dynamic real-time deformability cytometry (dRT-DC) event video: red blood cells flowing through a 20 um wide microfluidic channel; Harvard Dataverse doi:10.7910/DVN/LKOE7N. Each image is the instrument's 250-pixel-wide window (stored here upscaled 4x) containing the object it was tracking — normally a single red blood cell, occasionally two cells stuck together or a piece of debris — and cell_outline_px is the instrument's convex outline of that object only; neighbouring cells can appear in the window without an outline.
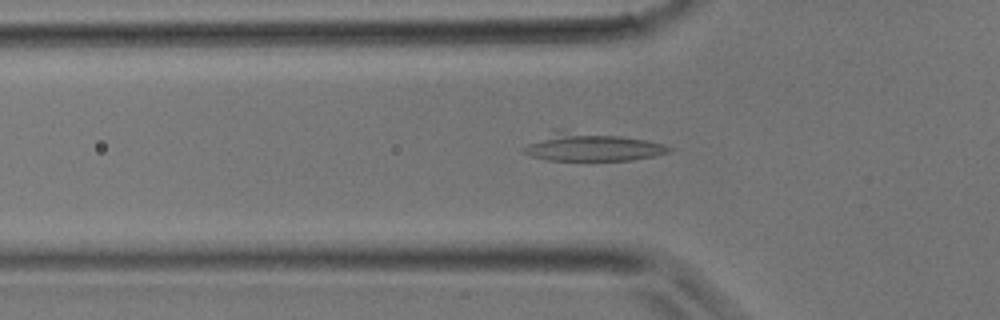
{"species": "common noctule bat (a hibernating species)", "species_latin": "Nyctalus noctula", "temperature_condition": "room temperature", "stored_images_in_passage": 25, "camera_frame_rate_fps": 3000, "um_per_image_px": 0.085, "animal": {"sex": "male", "body_mass_g": 17.9}, "frame": {"image": 1, "passage_image": 3, "time_ms": 0.667, "image_size_px": [1000, 320], "cell_outline_px": [[672, 148], [668, 152], [656, 156], [632, 160], [548, 160], [532, 156], [520, 152], [520, 148], [552, 128], [564, 128], [620, 136], [644, 140], [664, 144]], "centroid_in_image_um": [50.18, 12.46], "position_along_channel_um": 75.6, "area_um2": 24.51}}
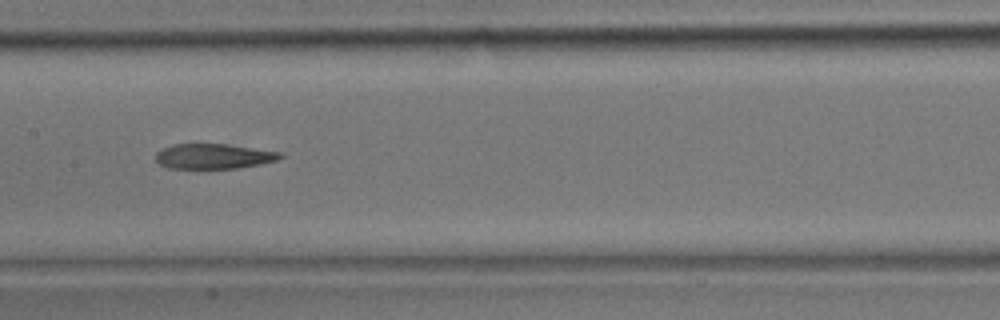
{"frame": {"image": 2, "passage_image": 9, "time_ms": 2.667, "image_size_px": [1000, 320], "cell_outline_px": [[284, 156], [276, 160], [260, 164], [236, 168], [168, 168], [160, 164], [156, 160], [156, 152], [172, 144], [228, 144], [280, 152]], "centroid_in_image_um": [18.15, 13.28], "position_along_channel_um": 189.3, "area_um2": 18.03}}
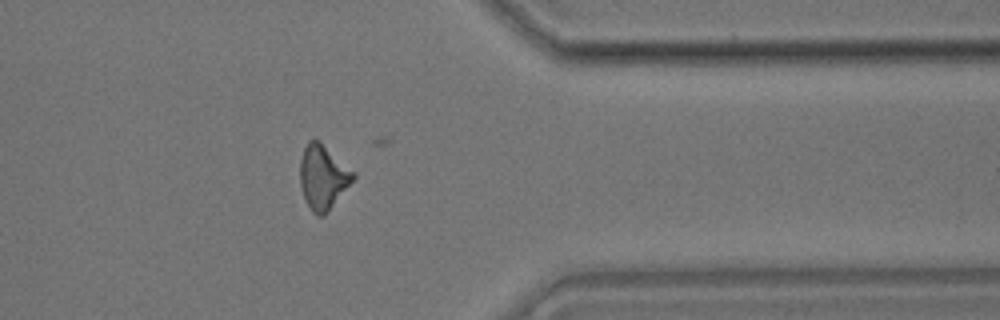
{"frame": {"image": 3, "passage_image": 20, "time_ms": 6.333, "image_size_px": [1000, 320], "cell_outline_px": [[356, 176], [324, 216], [316, 216], [312, 212], [304, 196], [300, 184], [300, 160], [304, 148], [308, 140], [320, 140], [356, 172]], "centroid_in_image_um": [27.46, 15.02], "position_along_channel_um": 383.9, "area_um2": 19.94}}